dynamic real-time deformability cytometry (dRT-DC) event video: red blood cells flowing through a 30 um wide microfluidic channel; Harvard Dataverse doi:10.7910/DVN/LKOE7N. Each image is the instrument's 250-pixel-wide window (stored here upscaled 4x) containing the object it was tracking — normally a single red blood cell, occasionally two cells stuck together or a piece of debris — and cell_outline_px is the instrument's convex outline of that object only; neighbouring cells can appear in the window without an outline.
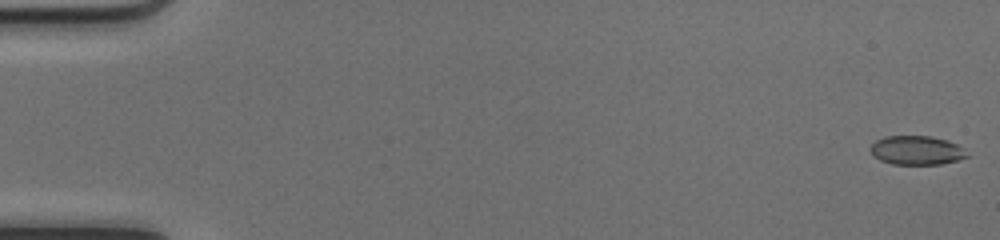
{"species": "common noctule bat (a hibernating species)", "species_latin": "Nyctalus noctula", "temperature_condition": "cold", "stored_images_in_passage": 50, "camera_frame_rate_fps": 3000, "um_per_image_px": 0.085, "animal": {"sex": "female", "body_mass_g": 17.0, "forearm_length_mm": 48.0}, "frame": {"image": 1, "passage_image": 1, "time_ms": 0.0, "image_size_px": [1000, 240], "cell_outline_px": [[968, 156], [956, 160], [940, 164], [892, 164], [880, 160], [872, 156], [868, 148], [876, 140], [884, 136], [932, 136], [948, 140], [956, 144]], "centroid_in_image_um": [77.82, 12.77], "position_along_channel_um": 7.2, "area_um2": 16.24}}
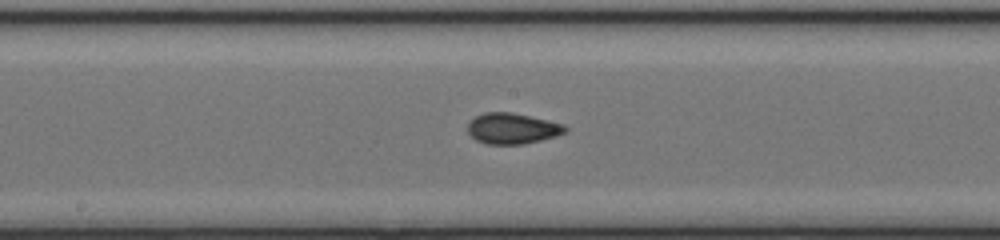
{"frame": {"image": 2, "passage_image": 27, "time_ms": 8.667, "image_size_px": [1000, 240], "cell_outline_px": [[568, 132], [556, 136], [524, 144], [488, 144], [476, 140], [468, 132], [468, 120], [484, 112], [512, 112], [564, 124], [568, 128]], "centroid_in_image_um": [43.55, 10.91], "position_along_channel_um": 204.6, "area_um2": 17.57}}
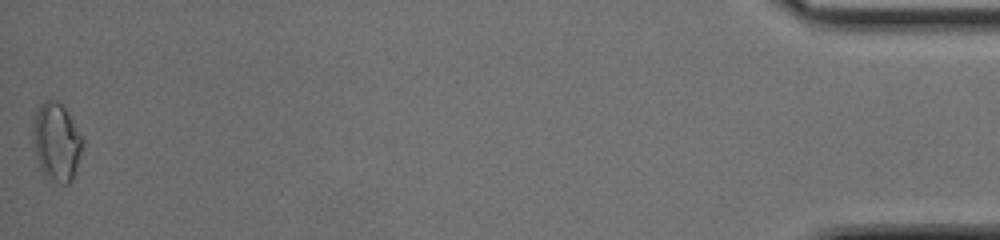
{"frame": {"image": 3, "passage_image": 50, "time_ms": 16.333, "image_size_px": [1000, 240], "cell_outline_px": [[84, 140], [76, 168], [72, 180], [68, 184], [60, 184], [44, 176], [40, 168], [36, 156], [32, 132], [32, 120], [40, 104], [44, 100], [56, 100], [68, 112], [84, 136]], "centroid_in_image_um": [4.8, 12.05], "position_along_channel_um": 430.4, "area_um2": 22.83}, "authors_computed_cell_mechanics": {"area_um2": 17.1666, "velocity_mm_per_s": 4.2029, "shape_relaxation_time_tau1_ms": 6.5869, "shape_relaxation_time_tau2_ms": 1.3694, "deformation_change_tau1": 0.1319, "deformation_change_tau2": 0.057}}